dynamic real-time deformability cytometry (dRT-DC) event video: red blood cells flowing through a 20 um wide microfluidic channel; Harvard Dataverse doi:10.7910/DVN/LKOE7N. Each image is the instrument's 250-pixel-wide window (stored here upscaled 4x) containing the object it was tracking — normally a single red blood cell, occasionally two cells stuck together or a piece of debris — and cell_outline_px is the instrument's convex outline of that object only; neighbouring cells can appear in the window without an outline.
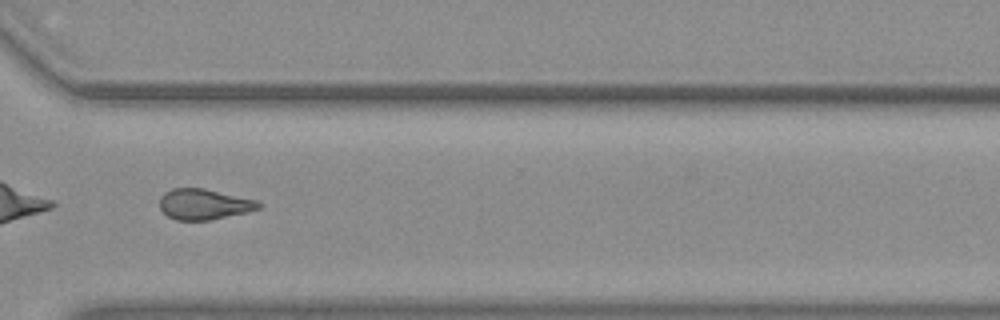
{"species": "common noctule bat (a hibernating species)", "species_latin": "Nyctalus noctula", "temperature_condition": "warm", "stored_images_in_passage": 40, "camera_frame_rate_fps": 3000, "um_per_image_px": 0.085, "animal": {"sex": "female", "body_mass_g": 19.3, "forearm_length_mm": 54.1}, "frame": {"image": 1, "passage_image": 29, "time_ms": 9.333, "image_size_px": [1000, 320], "cell_outline_px": [[264, 204], [260, 208], [248, 212], [208, 220], [176, 220], [168, 216], [160, 208], [160, 196], [164, 192], [172, 188], [204, 188], [256, 200]], "centroid_in_image_um": [17.34, 17.35], "position_along_channel_um": 353.3, "area_um2": 17.69}, "authors_computed_cell_mechanics": {"area_um2": 17.8313, "velocity_mm_per_s": 3.7997, "shape_relaxation_time_tau1_ms": null, "shape_relaxation_time_tau2_ms": 2.531, "deformation_change_tau1": null, "deformation_change_tau2": 0.101}}